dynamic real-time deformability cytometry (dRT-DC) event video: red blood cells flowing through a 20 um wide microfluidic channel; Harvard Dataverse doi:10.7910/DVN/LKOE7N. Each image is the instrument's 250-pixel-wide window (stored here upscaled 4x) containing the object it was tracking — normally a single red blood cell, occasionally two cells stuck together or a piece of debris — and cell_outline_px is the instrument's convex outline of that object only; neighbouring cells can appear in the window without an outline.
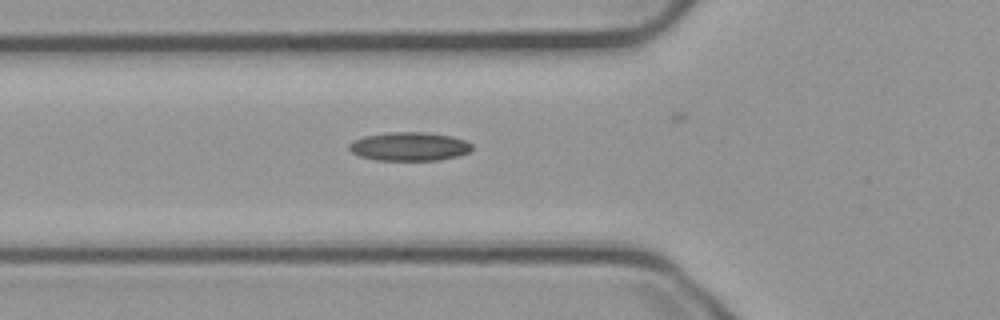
{"species": "common noctule bat (a hibernating species)", "species_latin": "Nyctalus noctula", "temperature_condition": "cold", "stored_images_in_passage": 13, "camera_frame_rate_fps": 3000, "um_per_image_px": 0.085, "animal": {"sex": "male", "body_mass_g": 23.1, "forearm_length_mm": 52.7}, "frame": {"image": 1, "passage_image": 3, "time_ms": 0.667, "image_size_px": [1000, 320], "cell_outline_px": [[472, 148], [468, 152], [456, 156], [436, 160], [376, 160], [360, 156], [352, 152], [348, 148], [348, 144], [352, 140], [364, 136], [388, 132], [424, 132], [452, 136], [464, 140], [472, 144]], "centroid_in_image_um": [34.75, 12.44], "position_along_channel_um": 91.0, "area_um2": 20.46}}
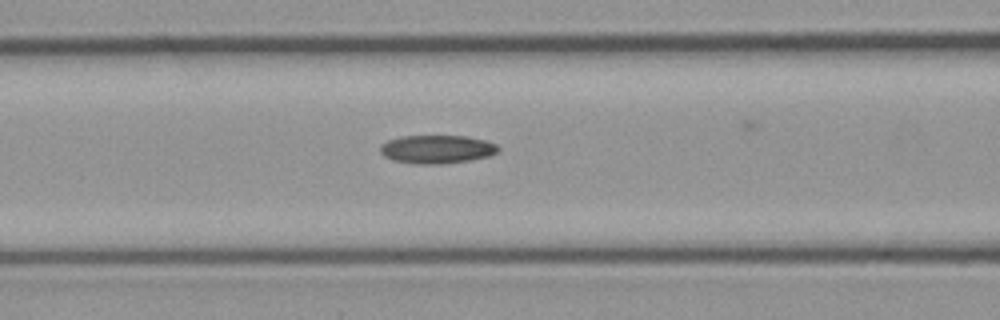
{"frame": {"image": 2, "passage_image": 6, "time_ms": 1.667, "image_size_px": [1000, 320], "cell_outline_px": [[500, 148], [496, 152], [488, 156], [468, 160], [440, 164], [412, 164], [392, 160], [384, 156], [380, 152], [380, 144], [388, 140], [400, 136], [468, 136], [484, 140], [496, 144]], "centroid_in_image_um": [37.08, 12.68], "position_along_channel_um": 129.5, "area_um2": 19.54}}